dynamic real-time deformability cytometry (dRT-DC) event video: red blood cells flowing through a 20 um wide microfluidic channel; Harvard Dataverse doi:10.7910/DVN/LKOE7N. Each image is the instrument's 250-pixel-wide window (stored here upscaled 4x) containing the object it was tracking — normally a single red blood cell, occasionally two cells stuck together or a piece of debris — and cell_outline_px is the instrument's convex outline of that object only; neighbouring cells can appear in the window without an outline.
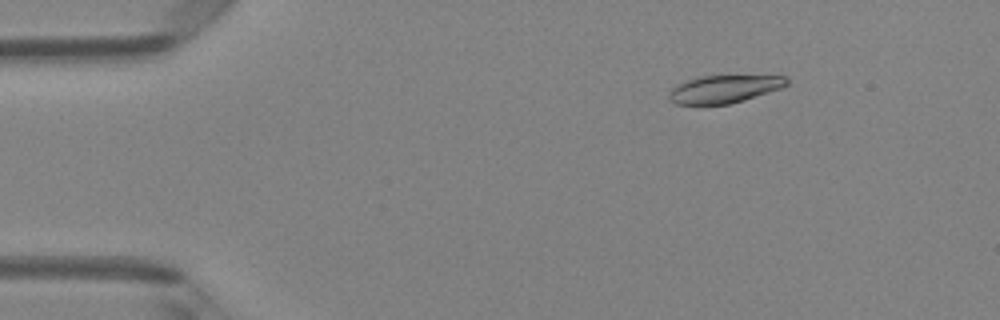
{"species": "Egyptian fruit bat (a non-hibernating species)", "species_latin": "Rousettus aegyptiacus", "temperature_condition": "room temperature", "stored_images_in_passage": 5, "camera_frame_rate_fps": 3000, "um_per_image_px": 0.085, "animal": {"sex": "female"}, "frame": {"image": 1, "passage_image": 2, "time_ms": 0.333, "image_size_px": [1000, 320], "cell_outline_px": [[788, 84], [780, 88], [744, 100], [728, 104], [676, 104], [668, 100], [668, 92], [676, 84], [700, 76], [788, 76]], "centroid_in_image_um": [61.51, 7.57], "position_along_channel_um": 23.5, "area_um2": 18.9}}
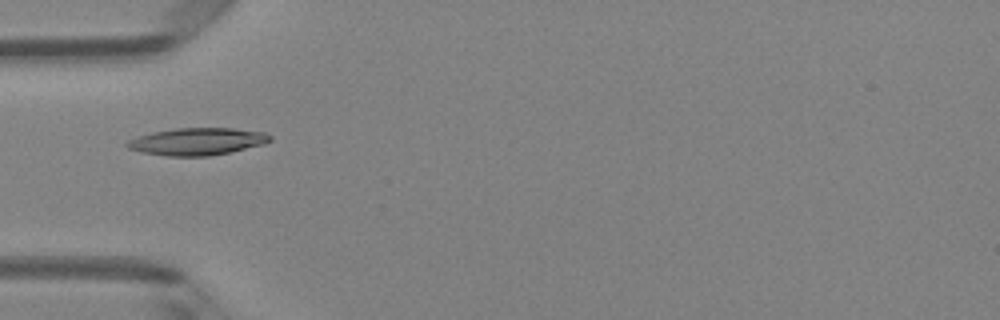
{"frame": {"image": 2, "passage_image": 4, "time_ms": 1.0, "image_size_px": [1000, 320], "cell_outline_px": [[272, 140], [264, 144], [228, 152], [208, 156], [168, 156], [140, 152], [128, 148], [124, 144], [128, 140], [152, 132], [176, 128], [232, 128], [264, 132], [272, 136]], "centroid_in_image_um": [16.76, 12.02], "position_along_channel_um": 68.2, "area_um2": 22.6}}
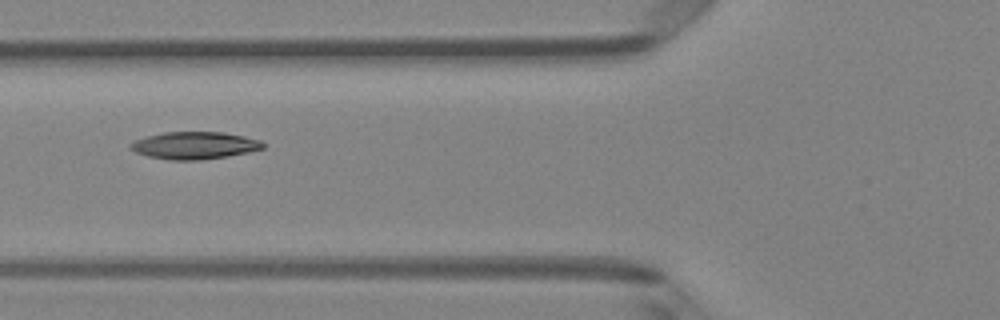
{"frame": {"image": 3, "passage_image": 5, "time_ms": 1.333, "image_size_px": [1000, 320], "cell_outline_px": [[264, 148], [248, 152], [228, 156], [200, 160], [172, 160], [148, 156], [136, 152], [128, 148], [128, 144], [136, 140], [148, 136], [164, 132], [224, 132], [244, 136], [260, 140], [264, 144]], "centroid_in_image_um": [16.53, 12.36], "position_along_channel_um": 109.3, "area_um2": 21.04}}